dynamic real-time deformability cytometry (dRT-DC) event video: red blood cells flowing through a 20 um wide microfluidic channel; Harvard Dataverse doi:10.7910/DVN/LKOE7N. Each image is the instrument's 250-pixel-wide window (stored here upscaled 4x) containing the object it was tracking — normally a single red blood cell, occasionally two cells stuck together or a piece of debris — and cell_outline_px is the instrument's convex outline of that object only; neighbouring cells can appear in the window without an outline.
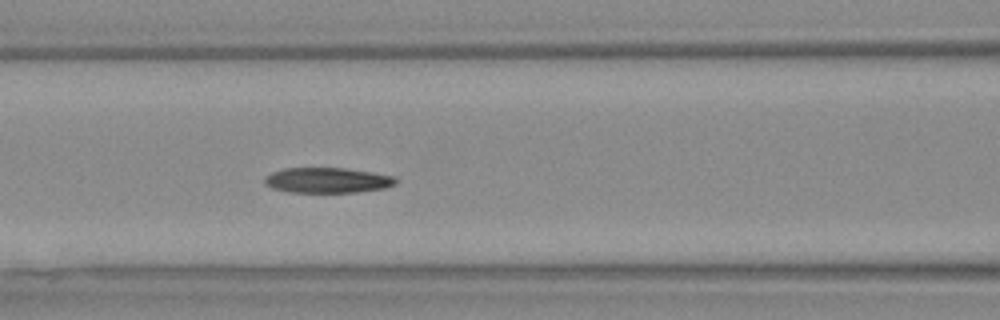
{"species": "Egyptian fruit bat (a non-hibernating species)", "species_latin": "Rousettus aegyptiacus", "temperature_condition": "warm", "stored_images_in_passage": 36, "camera_frame_rate_fps": 3000, "um_per_image_px": 0.085, "animal": {"sex": "female"}, "frame": {"image": 1, "passage_image": 11, "time_ms": 3.333, "image_size_px": [1000, 320], "cell_outline_px": [[396, 184], [384, 188], [356, 192], [288, 192], [272, 188], [264, 184], [264, 176], [272, 172], [284, 168], [344, 168], [392, 176], [396, 180]], "centroid_in_image_um": [27.75, 15.32], "position_along_channel_um": 138.8, "area_um2": 19.19}, "authors_computed_cell_mechanics": {"area_um2": 20.3456, "velocity_mm_per_s": 3.763, "shape_relaxation_time_tau1_ms": 8.5363, "shape_relaxation_time_tau2_ms": 3.836, "deformation_change_tau1": 0.2035, "deformation_change_tau2": 0.1029}}